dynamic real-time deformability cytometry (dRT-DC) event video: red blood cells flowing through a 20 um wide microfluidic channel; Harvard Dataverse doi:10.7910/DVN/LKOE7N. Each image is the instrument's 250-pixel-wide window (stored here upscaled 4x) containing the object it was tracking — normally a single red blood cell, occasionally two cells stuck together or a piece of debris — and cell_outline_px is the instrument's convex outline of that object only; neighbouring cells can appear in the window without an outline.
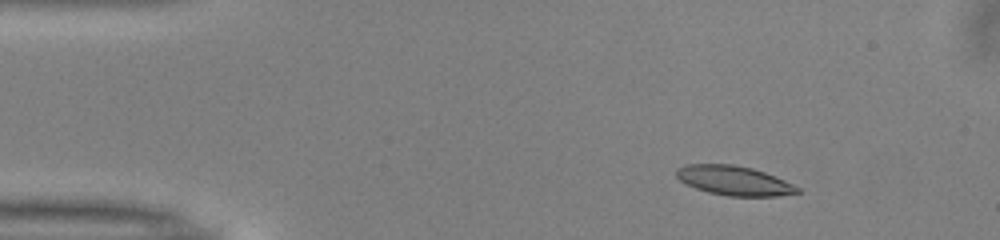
{"species": "common noctule bat (a hibernating species)", "species_latin": "Nyctalus noctula", "temperature_condition": "warm", "stored_images_in_passage": 51, "camera_frame_rate_fps": 3000, "um_per_image_px": 0.085, "animal": {"sex": "male", "body_mass_g": 13.0, "forearm_length_mm": 53.1}, "frame": {"image": 1, "passage_image": 7, "time_ms": 2.0, "image_size_px": [1000, 240], "cell_outline_px": [[800, 192], [776, 196], [728, 196], [708, 192], [684, 184], [676, 176], [676, 168], [684, 164], [732, 164], [752, 168], [764, 172], [784, 180], [800, 188]], "centroid_in_image_um": [62.35, 15.34], "position_along_channel_um": 22.7, "area_um2": 20.75}}
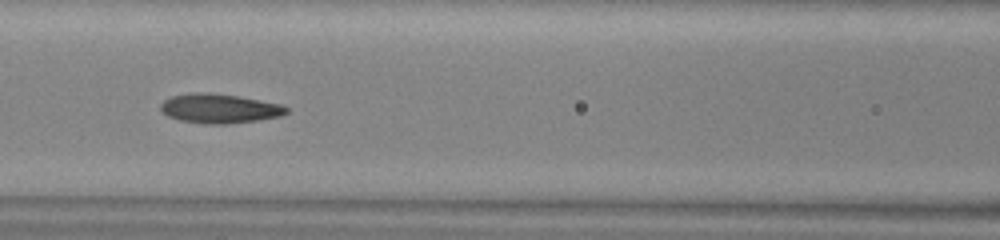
{"frame": {"image": 2, "passage_image": 22, "time_ms": 7.0, "image_size_px": [1000, 240], "cell_outline_px": [[288, 112], [280, 116], [256, 120], [224, 124], [204, 124], [180, 120], [168, 116], [160, 108], [160, 104], [164, 100], [172, 96], [192, 92], [208, 92], [236, 96], [280, 104], [288, 108]], "centroid_in_image_um": [18.62, 9.22], "position_along_channel_um": 148.0, "area_um2": 21.27}}
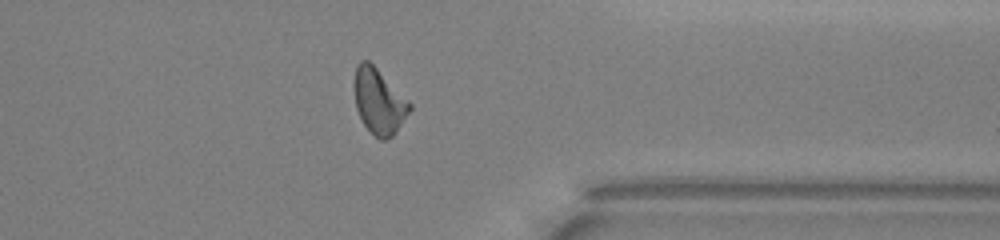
{"frame": {"image": 3, "passage_image": 40, "time_ms": 13.0, "image_size_px": [1000, 240], "cell_outline_px": [[412, 108], [396, 132], [388, 140], [380, 140], [364, 124], [356, 108], [352, 84], [356, 64], [360, 60], [368, 60], [412, 104]], "centroid_in_image_um": [32.18, 8.6], "position_along_channel_um": 379.2, "area_um2": 21.1}, "authors_computed_cell_mechanics": {"area_um2": 20.7502, "velocity_mm_per_s": 4.0301, "shape_relaxation_time_tau1_ms": 5.2049, "shape_relaxation_time_tau2_ms": 1.5674, "deformation_change_tau1": 0.172, "deformation_change_tau2": 0.0857}}